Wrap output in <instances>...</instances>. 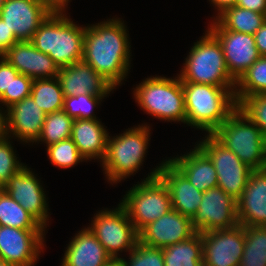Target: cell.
Masks as SVG:
<instances>
[{"mask_svg":"<svg viewBox=\"0 0 266 266\" xmlns=\"http://www.w3.org/2000/svg\"><path fill=\"white\" fill-rule=\"evenodd\" d=\"M123 19L113 17L85 26L83 61L115 88L122 85L131 67V43Z\"/></svg>","mask_w":266,"mask_h":266,"instance_id":"obj_1","label":"cell"},{"mask_svg":"<svg viewBox=\"0 0 266 266\" xmlns=\"http://www.w3.org/2000/svg\"><path fill=\"white\" fill-rule=\"evenodd\" d=\"M185 124L212 134L237 109L235 87L182 82Z\"/></svg>","mask_w":266,"mask_h":266,"instance_id":"obj_2","label":"cell"},{"mask_svg":"<svg viewBox=\"0 0 266 266\" xmlns=\"http://www.w3.org/2000/svg\"><path fill=\"white\" fill-rule=\"evenodd\" d=\"M85 27L79 26L66 13H50L34 33V47L49 55L60 67L83 59Z\"/></svg>","mask_w":266,"mask_h":266,"instance_id":"obj_3","label":"cell"},{"mask_svg":"<svg viewBox=\"0 0 266 266\" xmlns=\"http://www.w3.org/2000/svg\"><path fill=\"white\" fill-rule=\"evenodd\" d=\"M148 125L133 126L113 137L108 135L106 155L100 164L110 184L133 176L143 165L151 139Z\"/></svg>","mask_w":266,"mask_h":266,"instance_id":"obj_4","label":"cell"},{"mask_svg":"<svg viewBox=\"0 0 266 266\" xmlns=\"http://www.w3.org/2000/svg\"><path fill=\"white\" fill-rule=\"evenodd\" d=\"M181 82L200 83L220 87H235L218 39L207 29L199 41L194 42L178 74Z\"/></svg>","mask_w":266,"mask_h":266,"instance_id":"obj_5","label":"cell"},{"mask_svg":"<svg viewBox=\"0 0 266 266\" xmlns=\"http://www.w3.org/2000/svg\"><path fill=\"white\" fill-rule=\"evenodd\" d=\"M133 90L135 102L145 113L161 121L185 124L184 92L178 74L175 78L150 76Z\"/></svg>","mask_w":266,"mask_h":266,"instance_id":"obj_6","label":"cell"},{"mask_svg":"<svg viewBox=\"0 0 266 266\" xmlns=\"http://www.w3.org/2000/svg\"><path fill=\"white\" fill-rule=\"evenodd\" d=\"M164 161L134 184L120 201L138 233L172 209L169 189L158 176Z\"/></svg>","mask_w":266,"mask_h":266,"instance_id":"obj_7","label":"cell"},{"mask_svg":"<svg viewBox=\"0 0 266 266\" xmlns=\"http://www.w3.org/2000/svg\"><path fill=\"white\" fill-rule=\"evenodd\" d=\"M212 135L252 170L266 168V137L238 108Z\"/></svg>","mask_w":266,"mask_h":266,"instance_id":"obj_8","label":"cell"},{"mask_svg":"<svg viewBox=\"0 0 266 266\" xmlns=\"http://www.w3.org/2000/svg\"><path fill=\"white\" fill-rule=\"evenodd\" d=\"M88 226L112 260H120L119 253L132 251L139 241V234L120 203L112 210L98 211Z\"/></svg>","mask_w":266,"mask_h":266,"instance_id":"obj_9","label":"cell"},{"mask_svg":"<svg viewBox=\"0 0 266 266\" xmlns=\"http://www.w3.org/2000/svg\"><path fill=\"white\" fill-rule=\"evenodd\" d=\"M196 144L212 161L218 184L226 194L238 200L253 171L230 149L219 142L212 134H205Z\"/></svg>","mask_w":266,"mask_h":266,"instance_id":"obj_10","label":"cell"},{"mask_svg":"<svg viewBox=\"0 0 266 266\" xmlns=\"http://www.w3.org/2000/svg\"><path fill=\"white\" fill-rule=\"evenodd\" d=\"M45 232L0 226V260L15 266H35L46 246Z\"/></svg>","mask_w":266,"mask_h":266,"instance_id":"obj_11","label":"cell"},{"mask_svg":"<svg viewBox=\"0 0 266 266\" xmlns=\"http://www.w3.org/2000/svg\"><path fill=\"white\" fill-rule=\"evenodd\" d=\"M191 220L192 227L200 233L236 227L239 224L237 200L218 186L211 188L203 192L197 213Z\"/></svg>","mask_w":266,"mask_h":266,"instance_id":"obj_12","label":"cell"},{"mask_svg":"<svg viewBox=\"0 0 266 266\" xmlns=\"http://www.w3.org/2000/svg\"><path fill=\"white\" fill-rule=\"evenodd\" d=\"M212 21L207 29L220 42L227 69L237 81L261 57L255 45L254 35L226 30L215 19Z\"/></svg>","mask_w":266,"mask_h":266,"instance_id":"obj_13","label":"cell"},{"mask_svg":"<svg viewBox=\"0 0 266 266\" xmlns=\"http://www.w3.org/2000/svg\"><path fill=\"white\" fill-rule=\"evenodd\" d=\"M25 165L12 175L3 190L30 213L45 229L49 223L48 197L37 174ZM47 197V198H46Z\"/></svg>","mask_w":266,"mask_h":266,"instance_id":"obj_14","label":"cell"},{"mask_svg":"<svg viewBox=\"0 0 266 266\" xmlns=\"http://www.w3.org/2000/svg\"><path fill=\"white\" fill-rule=\"evenodd\" d=\"M204 266H239L245 245L244 226L201 233Z\"/></svg>","mask_w":266,"mask_h":266,"instance_id":"obj_15","label":"cell"},{"mask_svg":"<svg viewBox=\"0 0 266 266\" xmlns=\"http://www.w3.org/2000/svg\"><path fill=\"white\" fill-rule=\"evenodd\" d=\"M51 12L38 0H5L0 17L18 41H31Z\"/></svg>","mask_w":266,"mask_h":266,"instance_id":"obj_16","label":"cell"},{"mask_svg":"<svg viewBox=\"0 0 266 266\" xmlns=\"http://www.w3.org/2000/svg\"><path fill=\"white\" fill-rule=\"evenodd\" d=\"M195 233L191 218L172 208L167 214L145 226L138 234L139 242L163 249L185 241Z\"/></svg>","mask_w":266,"mask_h":266,"instance_id":"obj_17","label":"cell"},{"mask_svg":"<svg viewBox=\"0 0 266 266\" xmlns=\"http://www.w3.org/2000/svg\"><path fill=\"white\" fill-rule=\"evenodd\" d=\"M57 78L64 97L81 94L109 95L116 89L83 60L70 66L60 67Z\"/></svg>","mask_w":266,"mask_h":266,"instance_id":"obj_18","label":"cell"},{"mask_svg":"<svg viewBox=\"0 0 266 266\" xmlns=\"http://www.w3.org/2000/svg\"><path fill=\"white\" fill-rule=\"evenodd\" d=\"M7 111L8 137L20 143L36 142L41 134L46 113L29 96L11 105Z\"/></svg>","mask_w":266,"mask_h":266,"instance_id":"obj_19","label":"cell"},{"mask_svg":"<svg viewBox=\"0 0 266 266\" xmlns=\"http://www.w3.org/2000/svg\"><path fill=\"white\" fill-rule=\"evenodd\" d=\"M2 56L32 80L58 77L59 66L49 55L37 50L31 41L16 42Z\"/></svg>","mask_w":266,"mask_h":266,"instance_id":"obj_20","label":"cell"},{"mask_svg":"<svg viewBox=\"0 0 266 266\" xmlns=\"http://www.w3.org/2000/svg\"><path fill=\"white\" fill-rule=\"evenodd\" d=\"M237 219L242 226H266V168L253 170L237 200Z\"/></svg>","mask_w":266,"mask_h":266,"instance_id":"obj_21","label":"cell"},{"mask_svg":"<svg viewBox=\"0 0 266 266\" xmlns=\"http://www.w3.org/2000/svg\"><path fill=\"white\" fill-rule=\"evenodd\" d=\"M158 176L169 189L172 208L192 219L197 213L203 192L196 189L168 159L162 163Z\"/></svg>","mask_w":266,"mask_h":266,"instance_id":"obj_22","label":"cell"},{"mask_svg":"<svg viewBox=\"0 0 266 266\" xmlns=\"http://www.w3.org/2000/svg\"><path fill=\"white\" fill-rule=\"evenodd\" d=\"M72 238L60 266H106L113 261L88 226Z\"/></svg>","mask_w":266,"mask_h":266,"instance_id":"obj_23","label":"cell"},{"mask_svg":"<svg viewBox=\"0 0 266 266\" xmlns=\"http://www.w3.org/2000/svg\"><path fill=\"white\" fill-rule=\"evenodd\" d=\"M108 131L100 119H74L71 139L86 160L103 161L106 155Z\"/></svg>","mask_w":266,"mask_h":266,"instance_id":"obj_24","label":"cell"},{"mask_svg":"<svg viewBox=\"0 0 266 266\" xmlns=\"http://www.w3.org/2000/svg\"><path fill=\"white\" fill-rule=\"evenodd\" d=\"M198 190L217 187L216 169L210 158L197 146L184 155L168 159Z\"/></svg>","mask_w":266,"mask_h":266,"instance_id":"obj_25","label":"cell"},{"mask_svg":"<svg viewBox=\"0 0 266 266\" xmlns=\"http://www.w3.org/2000/svg\"><path fill=\"white\" fill-rule=\"evenodd\" d=\"M165 266H204L201 233L163 248Z\"/></svg>","mask_w":266,"mask_h":266,"instance_id":"obj_26","label":"cell"},{"mask_svg":"<svg viewBox=\"0 0 266 266\" xmlns=\"http://www.w3.org/2000/svg\"><path fill=\"white\" fill-rule=\"evenodd\" d=\"M215 19L224 29L254 35L266 21V14L257 13L242 7H229Z\"/></svg>","mask_w":266,"mask_h":266,"instance_id":"obj_27","label":"cell"},{"mask_svg":"<svg viewBox=\"0 0 266 266\" xmlns=\"http://www.w3.org/2000/svg\"><path fill=\"white\" fill-rule=\"evenodd\" d=\"M0 226L18 229H45L2 188L0 189Z\"/></svg>","mask_w":266,"mask_h":266,"instance_id":"obj_28","label":"cell"},{"mask_svg":"<svg viewBox=\"0 0 266 266\" xmlns=\"http://www.w3.org/2000/svg\"><path fill=\"white\" fill-rule=\"evenodd\" d=\"M30 96L46 115L63 109L64 95L57 77L33 80Z\"/></svg>","mask_w":266,"mask_h":266,"instance_id":"obj_29","label":"cell"},{"mask_svg":"<svg viewBox=\"0 0 266 266\" xmlns=\"http://www.w3.org/2000/svg\"><path fill=\"white\" fill-rule=\"evenodd\" d=\"M235 100L256 94H266V56L255 61L236 81Z\"/></svg>","mask_w":266,"mask_h":266,"instance_id":"obj_30","label":"cell"},{"mask_svg":"<svg viewBox=\"0 0 266 266\" xmlns=\"http://www.w3.org/2000/svg\"><path fill=\"white\" fill-rule=\"evenodd\" d=\"M245 245L239 266H266V226H244Z\"/></svg>","mask_w":266,"mask_h":266,"instance_id":"obj_31","label":"cell"},{"mask_svg":"<svg viewBox=\"0 0 266 266\" xmlns=\"http://www.w3.org/2000/svg\"><path fill=\"white\" fill-rule=\"evenodd\" d=\"M74 119L65 111L59 110L47 114L42 126V131L36 143H45L46 147L71 138L72 125Z\"/></svg>","mask_w":266,"mask_h":266,"instance_id":"obj_32","label":"cell"},{"mask_svg":"<svg viewBox=\"0 0 266 266\" xmlns=\"http://www.w3.org/2000/svg\"><path fill=\"white\" fill-rule=\"evenodd\" d=\"M109 95L81 94L64 97L63 111L73 119H97L94 109Z\"/></svg>","mask_w":266,"mask_h":266,"instance_id":"obj_33","label":"cell"},{"mask_svg":"<svg viewBox=\"0 0 266 266\" xmlns=\"http://www.w3.org/2000/svg\"><path fill=\"white\" fill-rule=\"evenodd\" d=\"M46 148L51 164L58 168H72L78 163L85 161L71 138L51 144Z\"/></svg>","mask_w":266,"mask_h":266,"instance_id":"obj_34","label":"cell"},{"mask_svg":"<svg viewBox=\"0 0 266 266\" xmlns=\"http://www.w3.org/2000/svg\"><path fill=\"white\" fill-rule=\"evenodd\" d=\"M237 108L252 121L266 137V94L242 97L237 102Z\"/></svg>","mask_w":266,"mask_h":266,"instance_id":"obj_35","label":"cell"},{"mask_svg":"<svg viewBox=\"0 0 266 266\" xmlns=\"http://www.w3.org/2000/svg\"><path fill=\"white\" fill-rule=\"evenodd\" d=\"M129 259L122 257V266H165L162 248L147 246L139 241L129 252Z\"/></svg>","mask_w":266,"mask_h":266,"instance_id":"obj_36","label":"cell"},{"mask_svg":"<svg viewBox=\"0 0 266 266\" xmlns=\"http://www.w3.org/2000/svg\"><path fill=\"white\" fill-rule=\"evenodd\" d=\"M11 138L0 140V189L8 182L10 177L22 169L25 164L17 158L16 150L12 146Z\"/></svg>","mask_w":266,"mask_h":266,"instance_id":"obj_37","label":"cell"},{"mask_svg":"<svg viewBox=\"0 0 266 266\" xmlns=\"http://www.w3.org/2000/svg\"><path fill=\"white\" fill-rule=\"evenodd\" d=\"M33 80L24 74L19 73L15 79H13L10 85V94H3L0 97V104L8 109L15 102H19L31 94Z\"/></svg>","mask_w":266,"mask_h":266,"instance_id":"obj_38","label":"cell"},{"mask_svg":"<svg viewBox=\"0 0 266 266\" xmlns=\"http://www.w3.org/2000/svg\"><path fill=\"white\" fill-rule=\"evenodd\" d=\"M19 72L2 56L0 58V97L10 94V85Z\"/></svg>","mask_w":266,"mask_h":266,"instance_id":"obj_39","label":"cell"},{"mask_svg":"<svg viewBox=\"0 0 266 266\" xmlns=\"http://www.w3.org/2000/svg\"><path fill=\"white\" fill-rule=\"evenodd\" d=\"M18 40L12 30L6 26L4 20L0 17V54L3 55Z\"/></svg>","mask_w":266,"mask_h":266,"instance_id":"obj_40","label":"cell"},{"mask_svg":"<svg viewBox=\"0 0 266 266\" xmlns=\"http://www.w3.org/2000/svg\"><path fill=\"white\" fill-rule=\"evenodd\" d=\"M235 6L266 14V0H237Z\"/></svg>","mask_w":266,"mask_h":266,"instance_id":"obj_41","label":"cell"},{"mask_svg":"<svg viewBox=\"0 0 266 266\" xmlns=\"http://www.w3.org/2000/svg\"><path fill=\"white\" fill-rule=\"evenodd\" d=\"M51 13H65L71 0H38Z\"/></svg>","mask_w":266,"mask_h":266,"instance_id":"obj_42","label":"cell"},{"mask_svg":"<svg viewBox=\"0 0 266 266\" xmlns=\"http://www.w3.org/2000/svg\"><path fill=\"white\" fill-rule=\"evenodd\" d=\"M254 39L260 56H266V21L254 33Z\"/></svg>","mask_w":266,"mask_h":266,"instance_id":"obj_43","label":"cell"},{"mask_svg":"<svg viewBox=\"0 0 266 266\" xmlns=\"http://www.w3.org/2000/svg\"><path fill=\"white\" fill-rule=\"evenodd\" d=\"M237 0H209L215 10L217 9V16L221 14L225 9L236 5Z\"/></svg>","mask_w":266,"mask_h":266,"instance_id":"obj_44","label":"cell"},{"mask_svg":"<svg viewBox=\"0 0 266 266\" xmlns=\"http://www.w3.org/2000/svg\"><path fill=\"white\" fill-rule=\"evenodd\" d=\"M2 105H0L1 107ZM8 137L7 131V111L4 107L0 108V140Z\"/></svg>","mask_w":266,"mask_h":266,"instance_id":"obj_45","label":"cell"},{"mask_svg":"<svg viewBox=\"0 0 266 266\" xmlns=\"http://www.w3.org/2000/svg\"><path fill=\"white\" fill-rule=\"evenodd\" d=\"M106 266H122V263L120 262V260H113Z\"/></svg>","mask_w":266,"mask_h":266,"instance_id":"obj_46","label":"cell"},{"mask_svg":"<svg viewBox=\"0 0 266 266\" xmlns=\"http://www.w3.org/2000/svg\"><path fill=\"white\" fill-rule=\"evenodd\" d=\"M0 266H15V265L0 260Z\"/></svg>","mask_w":266,"mask_h":266,"instance_id":"obj_47","label":"cell"},{"mask_svg":"<svg viewBox=\"0 0 266 266\" xmlns=\"http://www.w3.org/2000/svg\"><path fill=\"white\" fill-rule=\"evenodd\" d=\"M4 2H5V0H0V9L3 6Z\"/></svg>","mask_w":266,"mask_h":266,"instance_id":"obj_48","label":"cell"}]
</instances>
